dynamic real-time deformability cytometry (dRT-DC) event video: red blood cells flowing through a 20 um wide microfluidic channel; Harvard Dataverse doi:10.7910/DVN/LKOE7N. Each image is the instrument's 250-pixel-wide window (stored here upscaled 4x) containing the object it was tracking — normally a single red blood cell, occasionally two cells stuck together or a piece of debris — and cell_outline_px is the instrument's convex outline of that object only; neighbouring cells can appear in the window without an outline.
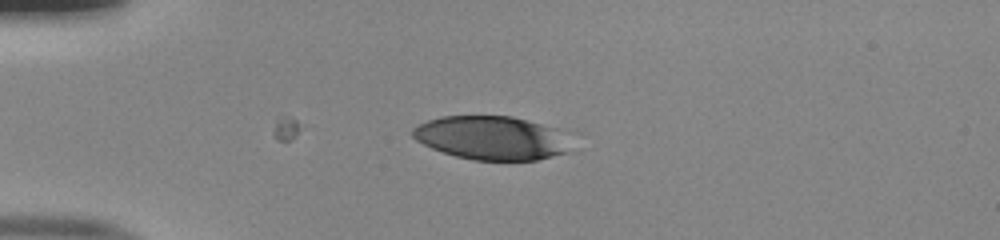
{"species": "human", "species_latin": "Homo sapiens", "temperature_condition": "room temperature", "stored_images_in_passage": 11, "camera_frame_rate_fps": 3000, "um_per_image_px": 0.085, "donor": {"sex": "male"}, "frame": {"image": 1, "passage_image": 1, "time_ms": 0.0, "image_size_px": [1000, 240], "cell_outline_px": [[568, 152], [536, 160], [472, 160], [456, 156], [432, 148], [416, 140], [412, 136], [412, 128], [428, 120], [440, 116], [512, 116], [560, 128]], "centroid_in_image_um": [41.74, 11.71], "position_along_channel_um": 43.3, "area_um2": 40.0}}